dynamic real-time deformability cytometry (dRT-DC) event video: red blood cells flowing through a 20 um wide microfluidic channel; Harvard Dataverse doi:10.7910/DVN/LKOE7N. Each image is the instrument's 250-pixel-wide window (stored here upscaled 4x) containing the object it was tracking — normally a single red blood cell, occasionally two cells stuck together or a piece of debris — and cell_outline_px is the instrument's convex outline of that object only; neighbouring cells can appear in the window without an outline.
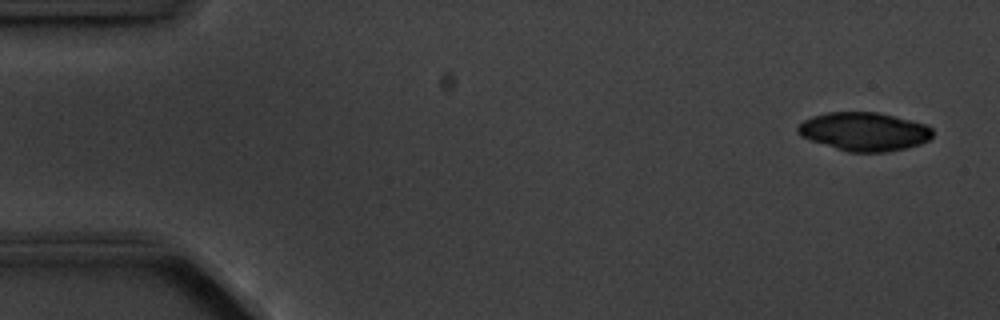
{"species": "common noctule bat (a hibernating species)", "species_latin": "Nyctalus noctula", "temperature_condition": "cold", "stored_images_in_passage": 10, "camera_frame_rate_fps": 3000, "um_per_image_px": 0.085, "animal": {"sex": "male", "body_mass_g": 20.1, "forearm_length_mm": 53.5}, "frame": {"image": 1, "passage_image": 1, "time_ms": 0.0, "image_size_px": [1000, 320], "cell_outline_px": [[932, 136], [928, 140], [920, 144], [904, 148], [884, 152], [848, 152], [800, 136], [796, 132], [796, 128], [804, 120], [812, 116], [828, 112], [880, 112], [928, 124], [932, 128]], "centroid_in_image_um": [73.47, 11.17], "position_along_channel_um": 11.5, "area_um2": 30.29}}